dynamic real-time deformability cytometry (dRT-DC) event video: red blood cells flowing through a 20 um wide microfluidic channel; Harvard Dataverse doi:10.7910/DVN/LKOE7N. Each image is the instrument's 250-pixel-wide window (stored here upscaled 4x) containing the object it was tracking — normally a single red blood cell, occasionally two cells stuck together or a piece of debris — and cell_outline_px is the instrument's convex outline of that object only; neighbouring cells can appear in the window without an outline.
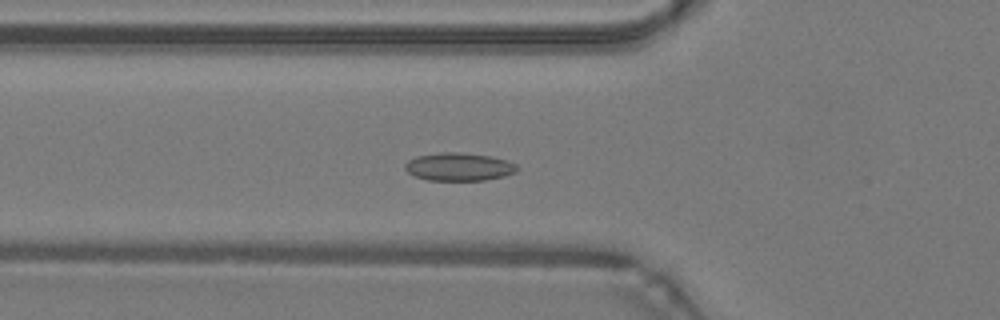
{"species": "common noctule bat (a hibernating species)", "species_latin": "Nyctalus noctula", "temperature_condition": "warm", "stored_images_in_passage": 45, "camera_frame_rate_fps": 3000, "um_per_image_px": 0.085, "animal": {"sex": "male", "body_mass_g": 19.2, "forearm_length_mm": 51.8}, "frame": {"image": 1, "passage_image": 14, "time_ms": 4.333, "image_size_px": [1000, 320], "cell_outline_px": [[520, 168], [516, 172], [504, 176], [484, 180], [428, 180], [416, 176], [408, 172], [404, 168], [404, 164], [408, 160], [416, 156], [440, 152], [456, 152], [488, 156], [504, 160], [516, 164]], "centroid_in_image_um": [38.99, 14.18], "position_along_channel_um": 86.8, "area_um2": 18.15}}
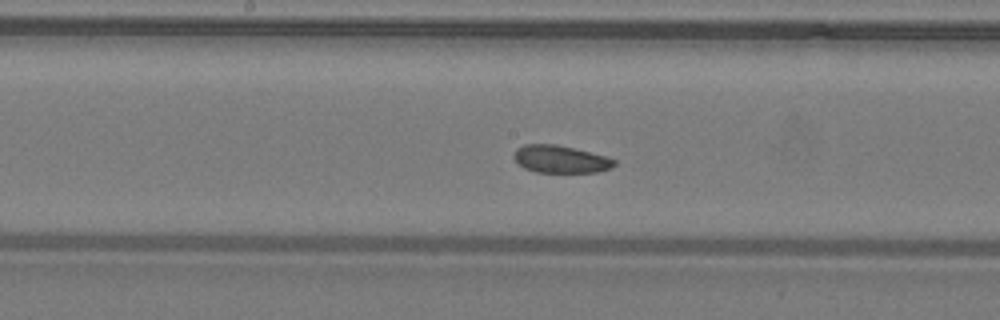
{"frame": {"image": 2, "passage_image": 22, "time_ms": 7.0, "image_size_px": [1000, 320], "cell_outline_px": [[616, 164], [612, 168], [596, 172], [536, 172], [524, 168], [516, 164], [512, 156], [516, 148], [524, 144], [556, 144], [608, 156], [616, 160]], "centroid_in_image_um": [47.62, 13.53], "position_along_channel_um": 200.6, "area_um2": 16.36}}
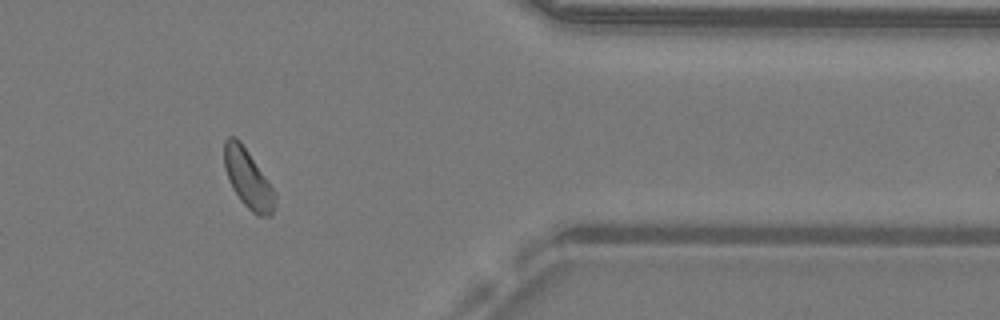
{"frame": {"image": 3, "passage_image": 37, "time_ms": 12.0, "image_size_px": [1000, 320], "cell_outline_px": [[276, 200], [272, 216], [256, 216], [240, 200], [232, 188], [228, 180], [224, 168], [224, 140], [228, 136], [236, 136], [240, 140], [276, 192]], "centroid_in_image_um": [21.07, 15.2], "position_along_channel_um": 390.3, "area_um2": 17.57}, "authors_computed_cell_mechanics": {"area_um2": 17.3978, "velocity_mm_per_s": 4.2375, "shape_relaxation_time_tau1_ms": 4.1717, "shape_relaxation_time_tau2_ms": 5.5694, "deformation_change_tau1": 0.0528, "deformation_change_tau2": 0.0986}}